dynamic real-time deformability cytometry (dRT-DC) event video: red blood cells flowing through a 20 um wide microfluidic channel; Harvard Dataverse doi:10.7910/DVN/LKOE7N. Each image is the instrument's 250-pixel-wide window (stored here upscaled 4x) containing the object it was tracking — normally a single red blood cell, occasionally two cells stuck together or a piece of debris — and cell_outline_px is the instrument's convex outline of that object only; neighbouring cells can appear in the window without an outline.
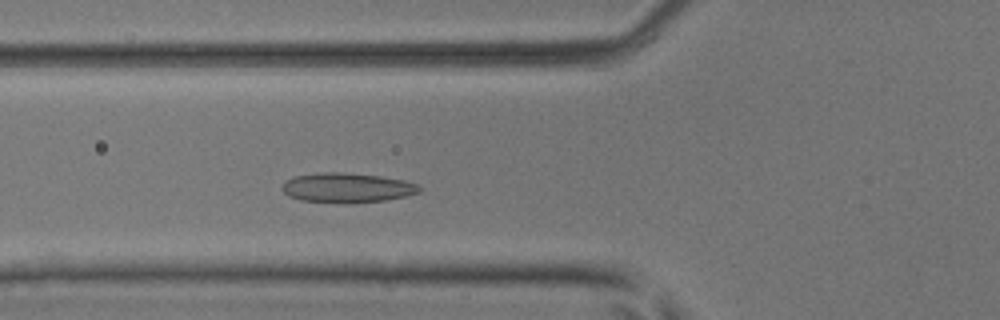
{"species": "common noctule bat (a hibernating species)", "species_latin": "Nyctalus noctula", "temperature_condition": "room temperature", "stored_images_in_passage": 46, "camera_frame_rate_fps": 3000, "um_per_image_px": 0.085, "animal": {"sex": "male", "body_mass_g": 17.9, "forearm_length_mm": 54.2}, "frame": {"image": 1, "passage_image": 14, "time_ms": 4.333, "image_size_px": [1000, 320], "cell_outline_px": [[424, 188], [420, 192], [404, 196], [384, 200], [300, 200], [288, 196], [280, 188], [288, 180], [296, 176], [320, 172], [340, 172], [380, 176], [404, 180], [420, 184]], "centroid_in_image_um": [29.55, 15.9], "position_along_channel_um": 96.2, "area_um2": 22.66}}
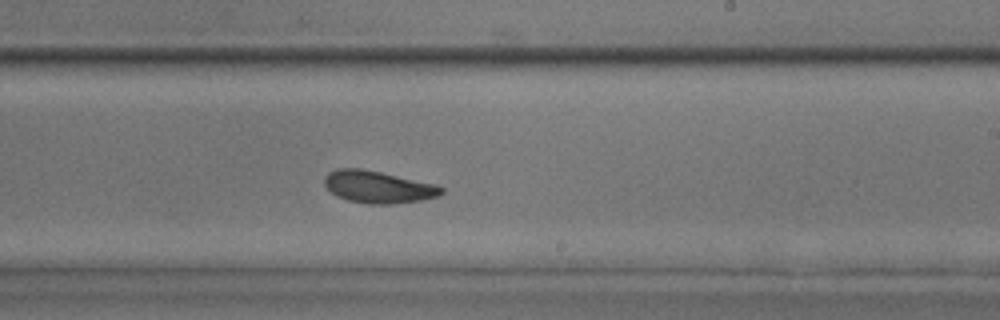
{"frame": {"image": 2, "passage_image": 26, "time_ms": 8.333, "image_size_px": [1000, 320], "cell_outline_px": [[444, 192], [440, 196], [420, 200], [392, 204], [368, 204], [348, 200], [336, 196], [324, 184], [324, 176], [328, 172], [336, 168], [360, 168], [380, 172], [436, 184], [444, 188]], "centroid_in_image_um": [32.14, 15.89], "position_along_channel_um": 256.9, "area_um2": 21.96}}
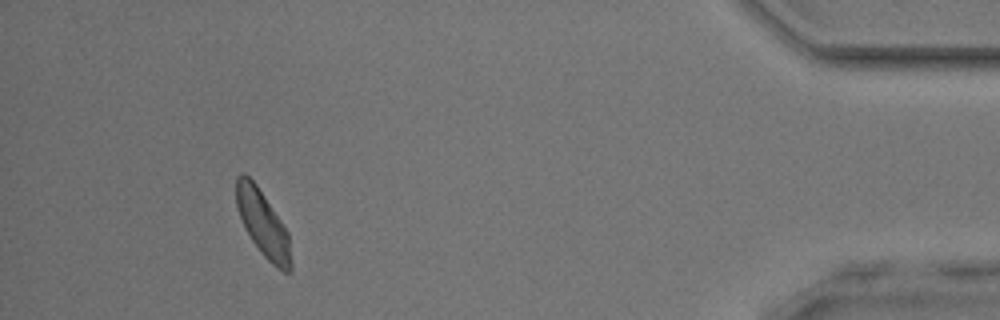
{"frame": {"image": 3, "passage_image": 42, "time_ms": 13.667, "image_size_px": [1000, 320], "cell_outline_px": [[292, 272], [284, 272], [272, 264], [264, 256], [252, 240], [240, 216], [236, 204], [236, 176], [240, 172], [244, 172], [256, 184], [288, 232], [292, 260]], "centroid_in_image_um": [22.36, 19.01], "position_along_channel_um": 412.8, "area_um2": 20.69}, "authors_computed_cell_mechanics": {"area_um2": 21.9929, "velocity_mm_per_s": 4.03, "shape_relaxation_time_tau1_ms": 3.8098, "shape_relaxation_time_tau2_ms": 2.2242, "deformation_change_tau1": 0.1116, "deformation_change_tau2": 0.0776}}